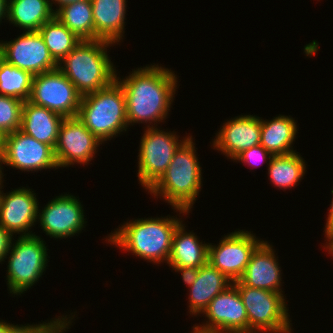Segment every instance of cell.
I'll return each instance as SVG.
<instances>
[{"label":"cell","instance_id":"obj_2","mask_svg":"<svg viewBox=\"0 0 333 333\" xmlns=\"http://www.w3.org/2000/svg\"><path fill=\"white\" fill-rule=\"evenodd\" d=\"M182 221L177 216L168 215L129 220L119 225L105 241L153 264L168 263L172 237Z\"/></svg>","mask_w":333,"mask_h":333},{"label":"cell","instance_id":"obj_18","mask_svg":"<svg viewBox=\"0 0 333 333\" xmlns=\"http://www.w3.org/2000/svg\"><path fill=\"white\" fill-rule=\"evenodd\" d=\"M189 289V313L198 316L202 314L218 294L232 285V281L222 272L207 262L197 270L181 275Z\"/></svg>","mask_w":333,"mask_h":333},{"label":"cell","instance_id":"obj_28","mask_svg":"<svg viewBox=\"0 0 333 333\" xmlns=\"http://www.w3.org/2000/svg\"><path fill=\"white\" fill-rule=\"evenodd\" d=\"M32 78L29 72L0 60V94L27 101L30 98Z\"/></svg>","mask_w":333,"mask_h":333},{"label":"cell","instance_id":"obj_21","mask_svg":"<svg viewBox=\"0 0 333 333\" xmlns=\"http://www.w3.org/2000/svg\"><path fill=\"white\" fill-rule=\"evenodd\" d=\"M94 35L117 44L123 41L125 30L126 0H91Z\"/></svg>","mask_w":333,"mask_h":333},{"label":"cell","instance_id":"obj_37","mask_svg":"<svg viewBox=\"0 0 333 333\" xmlns=\"http://www.w3.org/2000/svg\"><path fill=\"white\" fill-rule=\"evenodd\" d=\"M331 194L333 195V190H331ZM328 217L326 218L325 229L333 228V198L330 204V209L328 210Z\"/></svg>","mask_w":333,"mask_h":333},{"label":"cell","instance_id":"obj_17","mask_svg":"<svg viewBox=\"0 0 333 333\" xmlns=\"http://www.w3.org/2000/svg\"><path fill=\"white\" fill-rule=\"evenodd\" d=\"M202 314L208 321L199 326L211 333L248 330L246 308L233 284L212 299Z\"/></svg>","mask_w":333,"mask_h":333},{"label":"cell","instance_id":"obj_7","mask_svg":"<svg viewBox=\"0 0 333 333\" xmlns=\"http://www.w3.org/2000/svg\"><path fill=\"white\" fill-rule=\"evenodd\" d=\"M239 291L248 317V330L291 333L292 323L283 293L232 283Z\"/></svg>","mask_w":333,"mask_h":333},{"label":"cell","instance_id":"obj_32","mask_svg":"<svg viewBox=\"0 0 333 333\" xmlns=\"http://www.w3.org/2000/svg\"><path fill=\"white\" fill-rule=\"evenodd\" d=\"M14 236L0 225V263L5 262Z\"/></svg>","mask_w":333,"mask_h":333},{"label":"cell","instance_id":"obj_24","mask_svg":"<svg viewBox=\"0 0 333 333\" xmlns=\"http://www.w3.org/2000/svg\"><path fill=\"white\" fill-rule=\"evenodd\" d=\"M54 10L49 0H8L7 20L24 31H38Z\"/></svg>","mask_w":333,"mask_h":333},{"label":"cell","instance_id":"obj_26","mask_svg":"<svg viewBox=\"0 0 333 333\" xmlns=\"http://www.w3.org/2000/svg\"><path fill=\"white\" fill-rule=\"evenodd\" d=\"M56 17L71 32L82 40H97L94 35V21L91 0L78 1L59 8Z\"/></svg>","mask_w":333,"mask_h":333},{"label":"cell","instance_id":"obj_35","mask_svg":"<svg viewBox=\"0 0 333 333\" xmlns=\"http://www.w3.org/2000/svg\"><path fill=\"white\" fill-rule=\"evenodd\" d=\"M78 1H86V0H49L51 7H53V4H55V6H57L54 10V13L61 7L67 5V4H71V3H76Z\"/></svg>","mask_w":333,"mask_h":333},{"label":"cell","instance_id":"obj_5","mask_svg":"<svg viewBox=\"0 0 333 333\" xmlns=\"http://www.w3.org/2000/svg\"><path fill=\"white\" fill-rule=\"evenodd\" d=\"M77 118L101 143L127 131L126 99L117 80L81 97Z\"/></svg>","mask_w":333,"mask_h":333},{"label":"cell","instance_id":"obj_40","mask_svg":"<svg viewBox=\"0 0 333 333\" xmlns=\"http://www.w3.org/2000/svg\"><path fill=\"white\" fill-rule=\"evenodd\" d=\"M2 165H3V161H2V156L0 155V191L3 189L2 187L4 186V185H3V181H4V180H3V176H4L3 174H4V173L2 172V169H3V168H2V167H3Z\"/></svg>","mask_w":333,"mask_h":333},{"label":"cell","instance_id":"obj_10","mask_svg":"<svg viewBox=\"0 0 333 333\" xmlns=\"http://www.w3.org/2000/svg\"><path fill=\"white\" fill-rule=\"evenodd\" d=\"M1 156L4 165L22 172L59 168L54 148L20 129L2 137Z\"/></svg>","mask_w":333,"mask_h":333},{"label":"cell","instance_id":"obj_41","mask_svg":"<svg viewBox=\"0 0 333 333\" xmlns=\"http://www.w3.org/2000/svg\"><path fill=\"white\" fill-rule=\"evenodd\" d=\"M2 59V43L0 41V60Z\"/></svg>","mask_w":333,"mask_h":333},{"label":"cell","instance_id":"obj_33","mask_svg":"<svg viewBox=\"0 0 333 333\" xmlns=\"http://www.w3.org/2000/svg\"><path fill=\"white\" fill-rule=\"evenodd\" d=\"M69 324L60 322H49L48 325L40 333H65Z\"/></svg>","mask_w":333,"mask_h":333},{"label":"cell","instance_id":"obj_38","mask_svg":"<svg viewBox=\"0 0 333 333\" xmlns=\"http://www.w3.org/2000/svg\"><path fill=\"white\" fill-rule=\"evenodd\" d=\"M213 333H261L254 330H237V331H218Z\"/></svg>","mask_w":333,"mask_h":333},{"label":"cell","instance_id":"obj_36","mask_svg":"<svg viewBox=\"0 0 333 333\" xmlns=\"http://www.w3.org/2000/svg\"><path fill=\"white\" fill-rule=\"evenodd\" d=\"M8 14V0H0V24L2 23V19L7 20Z\"/></svg>","mask_w":333,"mask_h":333},{"label":"cell","instance_id":"obj_31","mask_svg":"<svg viewBox=\"0 0 333 333\" xmlns=\"http://www.w3.org/2000/svg\"><path fill=\"white\" fill-rule=\"evenodd\" d=\"M272 156L273 155L270 152H268L263 146L259 144L243 151L233 161L245 163L250 167L253 166L255 168L259 163L263 164V162L269 165Z\"/></svg>","mask_w":333,"mask_h":333},{"label":"cell","instance_id":"obj_27","mask_svg":"<svg viewBox=\"0 0 333 333\" xmlns=\"http://www.w3.org/2000/svg\"><path fill=\"white\" fill-rule=\"evenodd\" d=\"M38 31L58 64L82 41L56 17L44 23Z\"/></svg>","mask_w":333,"mask_h":333},{"label":"cell","instance_id":"obj_19","mask_svg":"<svg viewBox=\"0 0 333 333\" xmlns=\"http://www.w3.org/2000/svg\"><path fill=\"white\" fill-rule=\"evenodd\" d=\"M281 271L275 249L263 241L253 252L239 281L245 286L283 293Z\"/></svg>","mask_w":333,"mask_h":333},{"label":"cell","instance_id":"obj_8","mask_svg":"<svg viewBox=\"0 0 333 333\" xmlns=\"http://www.w3.org/2000/svg\"><path fill=\"white\" fill-rule=\"evenodd\" d=\"M140 139L138 157V180L148 191L164 174L171 163L174 153L189 137L179 140L176 132L160 130L158 127H145Z\"/></svg>","mask_w":333,"mask_h":333},{"label":"cell","instance_id":"obj_16","mask_svg":"<svg viewBox=\"0 0 333 333\" xmlns=\"http://www.w3.org/2000/svg\"><path fill=\"white\" fill-rule=\"evenodd\" d=\"M261 118L244 114L229 119L220 127L211 146L234 160L243 151L260 144Z\"/></svg>","mask_w":333,"mask_h":333},{"label":"cell","instance_id":"obj_15","mask_svg":"<svg viewBox=\"0 0 333 333\" xmlns=\"http://www.w3.org/2000/svg\"><path fill=\"white\" fill-rule=\"evenodd\" d=\"M36 193L28 187H19L10 192L0 191V225L12 235H34L39 209ZM31 231V232H30Z\"/></svg>","mask_w":333,"mask_h":333},{"label":"cell","instance_id":"obj_29","mask_svg":"<svg viewBox=\"0 0 333 333\" xmlns=\"http://www.w3.org/2000/svg\"><path fill=\"white\" fill-rule=\"evenodd\" d=\"M24 101L0 94V137H4L21 127Z\"/></svg>","mask_w":333,"mask_h":333},{"label":"cell","instance_id":"obj_23","mask_svg":"<svg viewBox=\"0 0 333 333\" xmlns=\"http://www.w3.org/2000/svg\"><path fill=\"white\" fill-rule=\"evenodd\" d=\"M295 119L291 116L279 114L271 120L261 119V141L263 146L272 155H286L293 150V143L298 133Z\"/></svg>","mask_w":333,"mask_h":333},{"label":"cell","instance_id":"obj_1","mask_svg":"<svg viewBox=\"0 0 333 333\" xmlns=\"http://www.w3.org/2000/svg\"><path fill=\"white\" fill-rule=\"evenodd\" d=\"M153 64L132 69V74L122 79L116 75L125 94L129 126L148 123V128L157 127V122H164L171 110L178 88L177 75L171 69Z\"/></svg>","mask_w":333,"mask_h":333},{"label":"cell","instance_id":"obj_22","mask_svg":"<svg viewBox=\"0 0 333 333\" xmlns=\"http://www.w3.org/2000/svg\"><path fill=\"white\" fill-rule=\"evenodd\" d=\"M63 120L61 115L27 100L22 108L20 130L55 148Z\"/></svg>","mask_w":333,"mask_h":333},{"label":"cell","instance_id":"obj_34","mask_svg":"<svg viewBox=\"0 0 333 333\" xmlns=\"http://www.w3.org/2000/svg\"><path fill=\"white\" fill-rule=\"evenodd\" d=\"M325 231V238H327V242L323 246L324 249L327 250L328 254L332 255L333 257V228L324 229Z\"/></svg>","mask_w":333,"mask_h":333},{"label":"cell","instance_id":"obj_13","mask_svg":"<svg viewBox=\"0 0 333 333\" xmlns=\"http://www.w3.org/2000/svg\"><path fill=\"white\" fill-rule=\"evenodd\" d=\"M71 194H61L38 209L41 229L50 238L66 239L81 233L87 221L79 198ZM41 212V213H40Z\"/></svg>","mask_w":333,"mask_h":333},{"label":"cell","instance_id":"obj_30","mask_svg":"<svg viewBox=\"0 0 333 333\" xmlns=\"http://www.w3.org/2000/svg\"><path fill=\"white\" fill-rule=\"evenodd\" d=\"M75 315L76 314H74L73 316L65 315V317L64 315H62L58 316L57 318L55 317L54 319H51L48 322L43 321L42 323L40 322L39 324H32V325L27 324L26 326L10 324L8 322H5L4 320H1L0 333H40L48 325L49 322H60L72 325V319H74Z\"/></svg>","mask_w":333,"mask_h":333},{"label":"cell","instance_id":"obj_12","mask_svg":"<svg viewBox=\"0 0 333 333\" xmlns=\"http://www.w3.org/2000/svg\"><path fill=\"white\" fill-rule=\"evenodd\" d=\"M2 59L32 76L58 68L39 31H23L11 41H1Z\"/></svg>","mask_w":333,"mask_h":333},{"label":"cell","instance_id":"obj_14","mask_svg":"<svg viewBox=\"0 0 333 333\" xmlns=\"http://www.w3.org/2000/svg\"><path fill=\"white\" fill-rule=\"evenodd\" d=\"M101 144L77 117L64 118L54 148L58 167L89 164Z\"/></svg>","mask_w":333,"mask_h":333},{"label":"cell","instance_id":"obj_11","mask_svg":"<svg viewBox=\"0 0 333 333\" xmlns=\"http://www.w3.org/2000/svg\"><path fill=\"white\" fill-rule=\"evenodd\" d=\"M217 245L209 243L208 262L232 282L243 275L255 249L264 241L251 231L239 230L224 235Z\"/></svg>","mask_w":333,"mask_h":333},{"label":"cell","instance_id":"obj_20","mask_svg":"<svg viewBox=\"0 0 333 333\" xmlns=\"http://www.w3.org/2000/svg\"><path fill=\"white\" fill-rule=\"evenodd\" d=\"M183 221L172 237L168 265L175 272L184 273L197 270L208 262L209 243H203L193 231L186 232Z\"/></svg>","mask_w":333,"mask_h":333},{"label":"cell","instance_id":"obj_25","mask_svg":"<svg viewBox=\"0 0 333 333\" xmlns=\"http://www.w3.org/2000/svg\"><path fill=\"white\" fill-rule=\"evenodd\" d=\"M267 167L271 184L284 190L299 185L307 171L305 160L299 152L273 155Z\"/></svg>","mask_w":333,"mask_h":333},{"label":"cell","instance_id":"obj_4","mask_svg":"<svg viewBox=\"0 0 333 333\" xmlns=\"http://www.w3.org/2000/svg\"><path fill=\"white\" fill-rule=\"evenodd\" d=\"M112 45L100 39L82 40L58 64V69L81 96L94 93L116 80L117 70L107 52Z\"/></svg>","mask_w":333,"mask_h":333},{"label":"cell","instance_id":"obj_6","mask_svg":"<svg viewBox=\"0 0 333 333\" xmlns=\"http://www.w3.org/2000/svg\"><path fill=\"white\" fill-rule=\"evenodd\" d=\"M15 242V243H14ZM7 254V285L10 294L21 296L41 279L48 266V248L40 236H18ZM10 254V255H9Z\"/></svg>","mask_w":333,"mask_h":333},{"label":"cell","instance_id":"obj_3","mask_svg":"<svg viewBox=\"0 0 333 333\" xmlns=\"http://www.w3.org/2000/svg\"><path fill=\"white\" fill-rule=\"evenodd\" d=\"M193 137L189 136L176 150L161 178L148 190L152 196L163 198L180 214L188 215L202 189V169Z\"/></svg>","mask_w":333,"mask_h":333},{"label":"cell","instance_id":"obj_39","mask_svg":"<svg viewBox=\"0 0 333 333\" xmlns=\"http://www.w3.org/2000/svg\"><path fill=\"white\" fill-rule=\"evenodd\" d=\"M193 328V332L191 331V333H211L210 331L204 329L203 327L199 326L198 324L192 327Z\"/></svg>","mask_w":333,"mask_h":333},{"label":"cell","instance_id":"obj_9","mask_svg":"<svg viewBox=\"0 0 333 333\" xmlns=\"http://www.w3.org/2000/svg\"><path fill=\"white\" fill-rule=\"evenodd\" d=\"M81 97L74 84L58 68L32 78L29 101L64 118L77 117Z\"/></svg>","mask_w":333,"mask_h":333},{"label":"cell","instance_id":"obj_42","mask_svg":"<svg viewBox=\"0 0 333 333\" xmlns=\"http://www.w3.org/2000/svg\"><path fill=\"white\" fill-rule=\"evenodd\" d=\"M2 137H0V155H1Z\"/></svg>","mask_w":333,"mask_h":333}]
</instances>
